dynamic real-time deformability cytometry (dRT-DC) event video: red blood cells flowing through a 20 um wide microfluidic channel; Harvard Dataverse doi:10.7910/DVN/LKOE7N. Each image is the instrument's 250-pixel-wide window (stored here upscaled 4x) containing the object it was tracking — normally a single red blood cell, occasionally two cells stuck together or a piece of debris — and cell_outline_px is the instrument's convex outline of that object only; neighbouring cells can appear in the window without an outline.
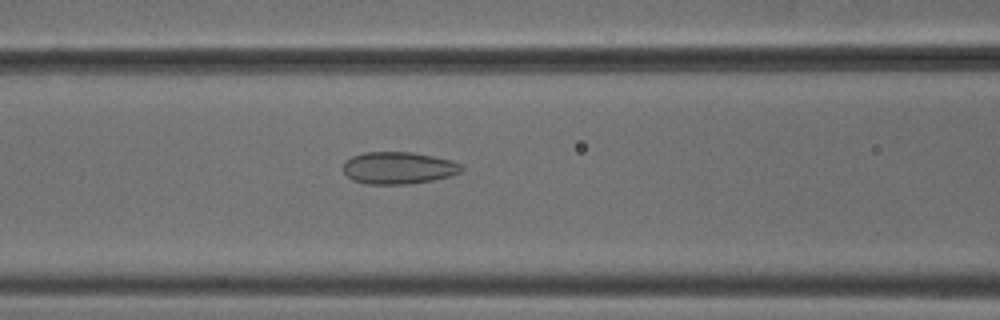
{"species": "common noctule bat (a hibernating species)", "species_latin": "Nyctalus noctula", "temperature_condition": "cold", "stored_images_in_passage": 52, "camera_frame_rate_fps": 3000, "um_per_image_px": 0.085, "animal": {"sex": "male", "body_mass_g": 18.8}, "frame": {"image": 1, "passage_image": 22, "time_ms": 7.0, "image_size_px": [1000, 320], "cell_outline_px": [[464, 168], [460, 172], [448, 176], [432, 180], [408, 184], [364, 184], [352, 180], [344, 172], [344, 160], [352, 156], [364, 152], [412, 152], [452, 160], [460, 164]], "centroid_in_image_um": [33.84, 14.27], "position_along_channel_um": 132.8, "area_um2": 22.14}}
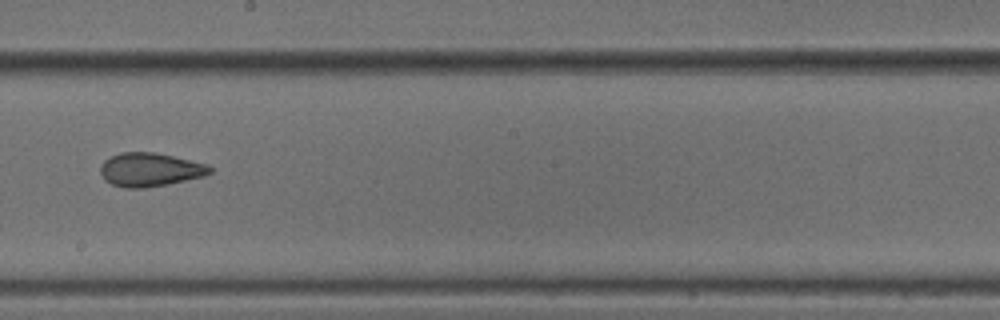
{"frame": {"image": 2, "passage_image": 30, "time_ms": 9.667, "image_size_px": [1000, 320], "cell_outline_px": [[212, 172], [204, 176], [168, 184], [144, 188], [124, 188], [112, 184], [104, 180], [100, 172], [100, 168], [104, 160], [120, 152], [156, 152], [208, 164], [212, 168]], "centroid_in_image_um": [12.75, 14.42], "position_along_channel_um": 235.5, "area_um2": 21.56}}
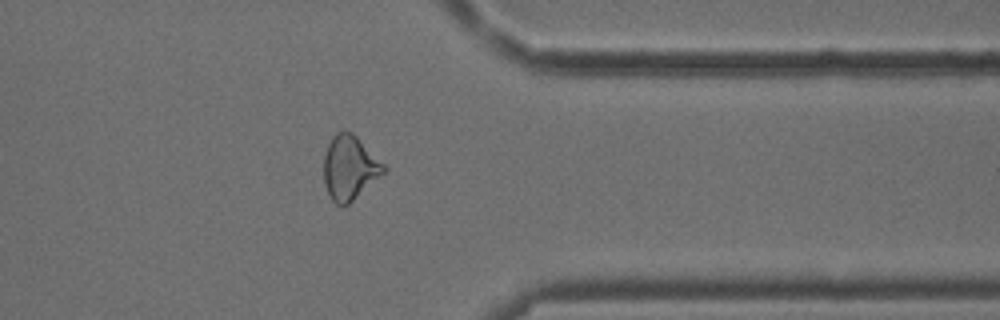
{"frame": {"image": 3, "passage_image": 42, "time_ms": 13.667, "image_size_px": [1000, 320], "cell_outline_px": [[388, 168], [384, 172], [348, 204], [336, 204], [332, 200], [324, 184], [324, 156], [328, 144], [332, 136], [336, 132], [352, 132]], "centroid_in_image_um": [29.7, 14.24], "position_along_channel_um": 381.7, "area_um2": 21.91}, "authors_computed_cell_mechanics": {"area_um2": 23.0622, "velocity_mm_per_s": 3.8482, "shape_relaxation_time_tau1_ms": null, "shape_relaxation_time_tau2_ms": 1.3119, "deformation_change_tau1": null, "deformation_change_tau2": 0.0848}}